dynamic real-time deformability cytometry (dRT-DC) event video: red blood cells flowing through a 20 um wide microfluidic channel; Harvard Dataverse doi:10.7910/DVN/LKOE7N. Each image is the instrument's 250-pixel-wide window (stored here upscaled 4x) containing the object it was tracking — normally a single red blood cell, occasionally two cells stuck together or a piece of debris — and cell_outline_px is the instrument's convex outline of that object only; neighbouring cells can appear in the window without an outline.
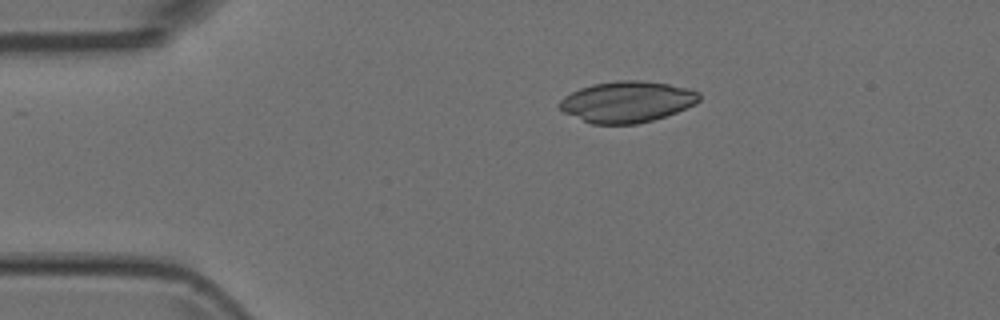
{"species": "Egyptian fruit bat (a non-hibernating species)", "species_latin": "Rousettus aegyptiacus", "temperature_condition": "room temperature", "stored_images_in_passage": 2, "camera_frame_rate_fps": 3000, "um_per_image_px": 0.085, "animal": {"sex": "female"}, "frame": {"image": 1, "passage_image": 2, "time_ms": 0.333, "image_size_px": [1000, 320], "cell_outline_px": [[700, 100], [696, 104], [676, 112], [652, 120], [636, 124], [592, 124], [564, 112], [560, 108], [560, 100], [564, 96], [580, 88], [592, 84], [620, 80], [640, 80], [668, 84], [688, 88], [700, 92]], "centroid_in_image_um": [53.32, 8.64], "position_along_channel_um": 31.7, "area_um2": 33.35}}